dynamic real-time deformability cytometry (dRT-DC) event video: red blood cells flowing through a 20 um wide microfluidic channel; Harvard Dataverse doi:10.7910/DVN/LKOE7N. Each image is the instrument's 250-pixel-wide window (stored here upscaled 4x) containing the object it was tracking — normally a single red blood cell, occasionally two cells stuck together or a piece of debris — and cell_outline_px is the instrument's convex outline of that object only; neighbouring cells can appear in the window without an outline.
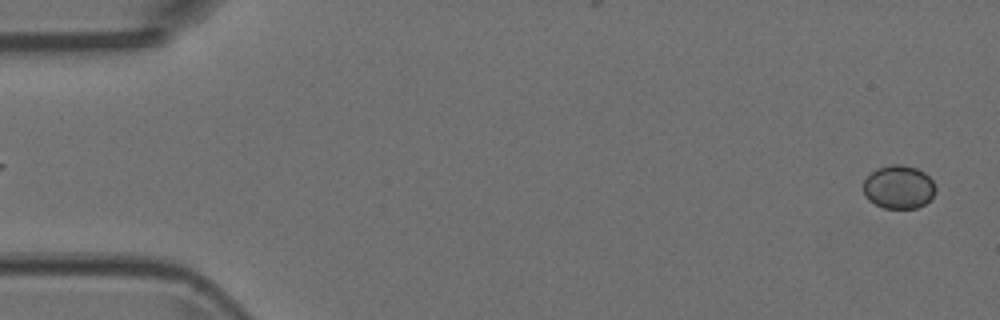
{"species": "Egyptian fruit bat (a non-hibernating species)", "species_latin": "Rousettus aegyptiacus", "temperature_condition": "room temperature", "stored_images_in_passage": 5, "segment_of_instrument_passage": [2, 2], "camera_frame_rate_fps": 3000, "um_per_image_px": 0.085, "animal": {"sex": "female"}, "frame": {"image": 1, "passage_image": 5, "time_ms": 1.333, "image_size_px": [1000, 320], "cell_outline_px": [[936, 192], [924, 204], [916, 208], [884, 208], [868, 200], [864, 196], [864, 180], [876, 168], [892, 164], [904, 164], [916, 168], [924, 172], [932, 180], [936, 188]], "centroid_in_image_um": [76.39, 15.89], "position_along_channel_um": 8.6, "area_um2": 18.26}}